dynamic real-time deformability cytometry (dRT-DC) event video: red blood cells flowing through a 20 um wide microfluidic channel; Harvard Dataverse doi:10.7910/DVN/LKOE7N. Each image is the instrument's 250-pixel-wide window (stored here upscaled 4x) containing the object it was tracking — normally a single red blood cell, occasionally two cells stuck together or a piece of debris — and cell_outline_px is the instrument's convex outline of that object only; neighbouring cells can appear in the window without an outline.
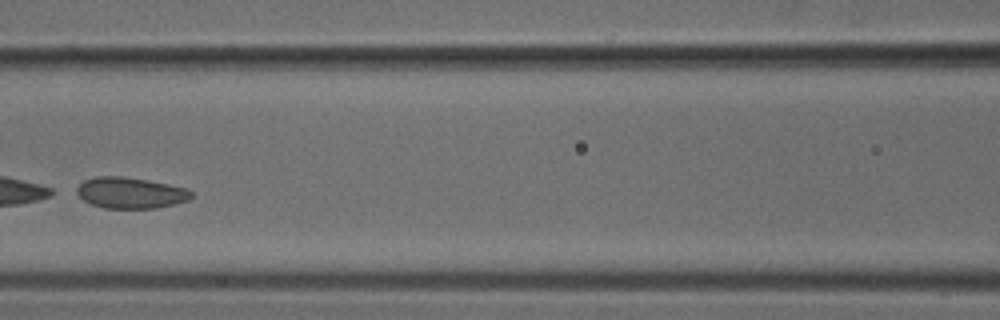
{"species": "common noctule bat (a hibernating species)", "species_latin": "Nyctalus noctula", "temperature_condition": "cold", "stored_images_in_passage": 4, "camera_frame_rate_fps": 3000, "um_per_image_px": 0.085, "animal": {"sex": "male", "body_mass_g": 18.8}, "frame": {"image": 1, "passage_image": 4, "time_ms": 1.0, "image_size_px": [1000, 320], "cell_outline_px": [[192, 196], [188, 200], [176, 204], [156, 208], [104, 208], [92, 204], [84, 200], [76, 192], [76, 188], [84, 180], [96, 176], [120, 176], [148, 180], [168, 184], [184, 188], [192, 192]], "centroid_in_image_um": [11.08, 16.39], "position_along_channel_um": 155.5, "area_um2": 20.63}}